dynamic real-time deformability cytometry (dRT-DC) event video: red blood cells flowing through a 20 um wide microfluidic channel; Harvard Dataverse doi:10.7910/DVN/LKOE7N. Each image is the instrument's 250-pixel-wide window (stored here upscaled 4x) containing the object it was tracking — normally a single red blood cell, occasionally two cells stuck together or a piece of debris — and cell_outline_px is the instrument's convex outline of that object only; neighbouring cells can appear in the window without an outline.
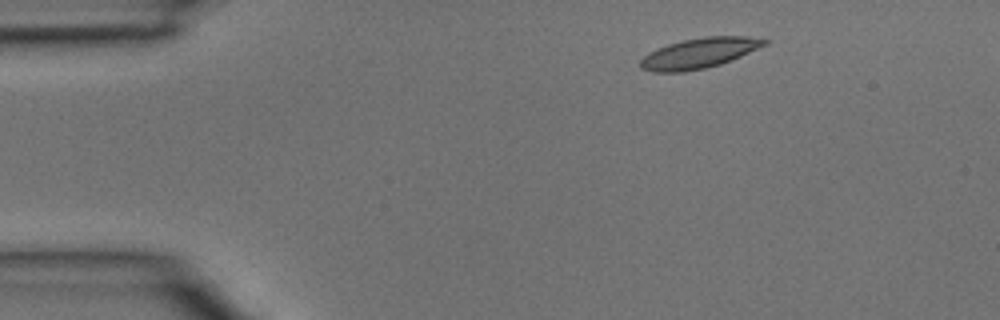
{"species": "common noctule bat (a hibernating species)", "species_latin": "Nyctalus noctula", "temperature_condition": "room temperature", "stored_images_in_passage": 3, "camera_frame_rate_fps": 3000, "um_per_image_px": 0.085, "animal": {"sex": "male", "body_mass_g": 15.6}, "frame": {"image": 1, "passage_image": 1, "time_ms": 0.0, "image_size_px": [1000, 320], "cell_outline_px": [[768, 44], [740, 56], [720, 64], [704, 68], [684, 72], [652, 72], [640, 68], [640, 60], [648, 52], [668, 44], [684, 40], [704, 36], [744, 36], [768, 40]], "centroid_in_image_um": [59.4, 4.52], "position_along_channel_um": 25.6, "area_um2": 21.73}}
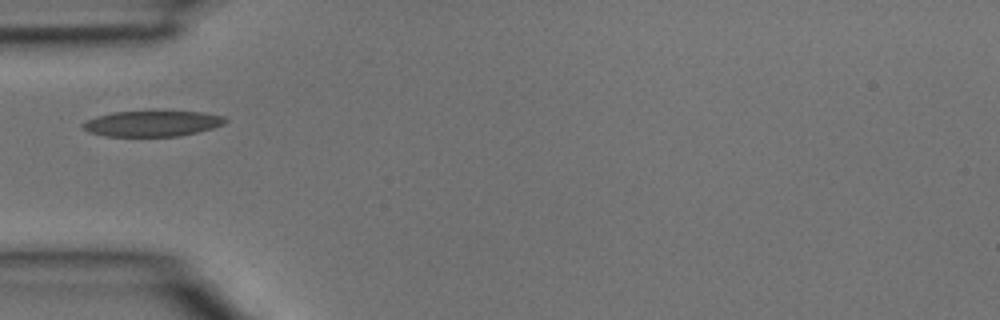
{"frame": {"image": 2, "passage_image": 3, "time_ms": 0.667, "image_size_px": [1000, 320], "cell_outline_px": [[228, 120], [224, 124], [212, 128], [180, 136], [104, 136], [88, 132], [80, 124], [96, 116], [112, 112], [204, 112], [224, 116]], "centroid_in_image_um": [12.94, 10.51], "position_along_channel_um": 72.1, "area_um2": 21.15}}